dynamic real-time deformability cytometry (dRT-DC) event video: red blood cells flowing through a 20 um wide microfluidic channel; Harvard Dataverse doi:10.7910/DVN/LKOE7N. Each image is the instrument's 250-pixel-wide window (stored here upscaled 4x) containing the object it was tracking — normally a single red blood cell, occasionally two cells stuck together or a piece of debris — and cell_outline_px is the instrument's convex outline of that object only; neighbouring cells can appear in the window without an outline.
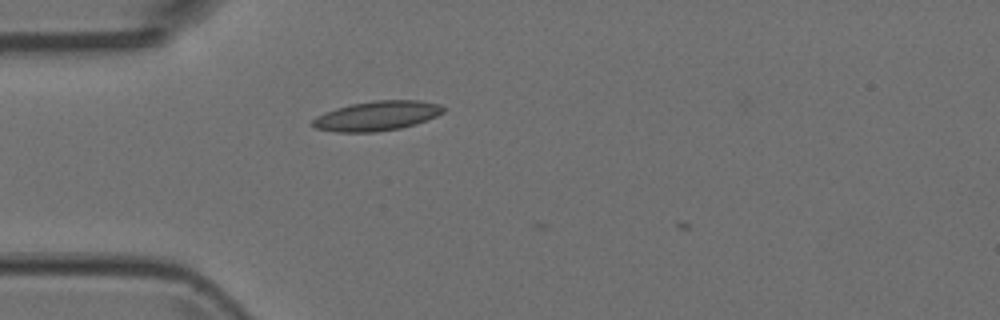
{"species": "Egyptian fruit bat (a non-hibernating species)", "species_latin": "Rousettus aegyptiacus", "temperature_condition": "room temperature", "stored_images_in_passage": 2, "camera_frame_rate_fps": 3000, "um_per_image_px": 0.085, "animal": {"sex": "female"}, "frame": {"image": 1, "passage_image": 1, "time_ms": 0.0, "image_size_px": [1000, 320], "cell_outline_px": [[444, 112], [436, 116], [416, 124], [400, 128], [376, 132], [336, 132], [316, 128], [312, 124], [312, 120], [316, 116], [324, 112], [336, 108], [352, 104], [376, 100], [420, 100], [440, 104], [444, 108]], "centroid_in_image_um": [32.04, 9.85], "position_along_channel_um": 53.0, "area_um2": 22.54}}